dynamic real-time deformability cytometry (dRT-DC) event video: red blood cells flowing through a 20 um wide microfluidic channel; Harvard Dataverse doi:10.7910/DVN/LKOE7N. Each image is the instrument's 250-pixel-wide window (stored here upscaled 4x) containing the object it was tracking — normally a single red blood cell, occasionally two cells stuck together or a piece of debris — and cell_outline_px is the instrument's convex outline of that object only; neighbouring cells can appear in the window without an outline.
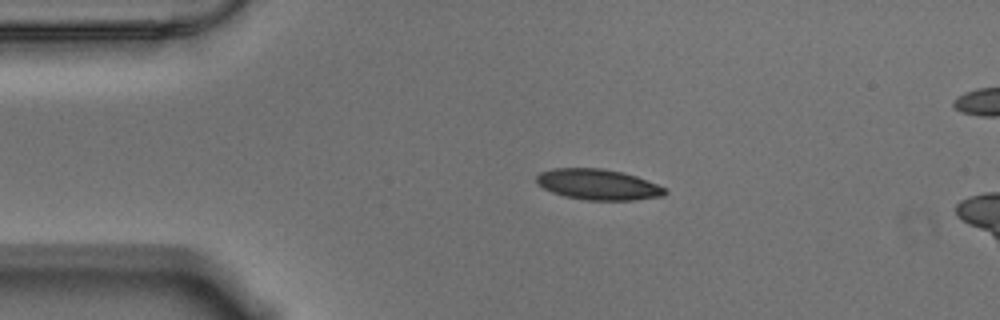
{"species": "Egyptian fruit bat (a non-hibernating species)", "species_latin": "Rousettus aegyptiacus", "temperature_condition": "warm", "stored_images_in_passage": 16, "camera_frame_rate_fps": 3000, "um_per_image_px": 0.085, "animal": {"sex": "male"}, "frame": {"image": 1, "passage_image": 10, "time_ms": 3.0, "image_size_px": [1000, 320], "cell_outline_px": [[668, 192], [664, 196], [632, 200], [588, 200], [564, 196], [552, 192], [536, 184], [536, 176], [540, 172], [552, 168], [600, 168], [624, 172], [636, 176], [656, 184], [664, 188]], "centroid_in_image_um": [50.81, 15.68], "position_along_channel_um": 34.2, "area_um2": 23.0}}